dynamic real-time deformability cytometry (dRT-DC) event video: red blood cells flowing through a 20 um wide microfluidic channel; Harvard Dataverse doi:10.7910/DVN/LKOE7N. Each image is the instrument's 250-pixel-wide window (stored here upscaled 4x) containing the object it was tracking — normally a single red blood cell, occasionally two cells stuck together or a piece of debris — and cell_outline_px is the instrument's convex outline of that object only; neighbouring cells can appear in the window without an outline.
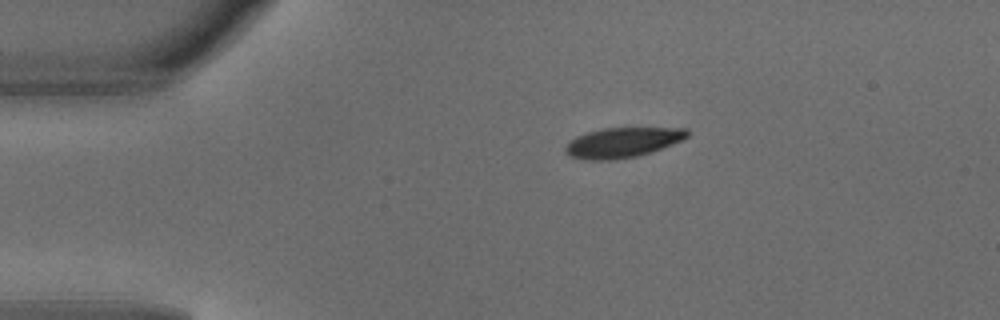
{"species": "common noctule bat (a hibernating species)", "species_latin": "Nyctalus noctula", "temperature_condition": "warm", "stored_images_in_passage": 2, "camera_frame_rate_fps": 3000, "um_per_image_px": 0.085, "animal": {"sex": "male", "body_mass_g": 18.8}, "frame": {"image": 1, "passage_image": 1, "time_ms": 0.0, "image_size_px": [1000, 320], "cell_outline_px": [[688, 136], [672, 144], [636, 156], [612, 160], [584, 160], [568, 156], [564, 152], [564, 148], [576, 136], [600, 128], [688, 128]], "centroid_in_image_um": [52.85, 12.11], "position_along_channel_um": 32.1, "area_um2": 21.1}}